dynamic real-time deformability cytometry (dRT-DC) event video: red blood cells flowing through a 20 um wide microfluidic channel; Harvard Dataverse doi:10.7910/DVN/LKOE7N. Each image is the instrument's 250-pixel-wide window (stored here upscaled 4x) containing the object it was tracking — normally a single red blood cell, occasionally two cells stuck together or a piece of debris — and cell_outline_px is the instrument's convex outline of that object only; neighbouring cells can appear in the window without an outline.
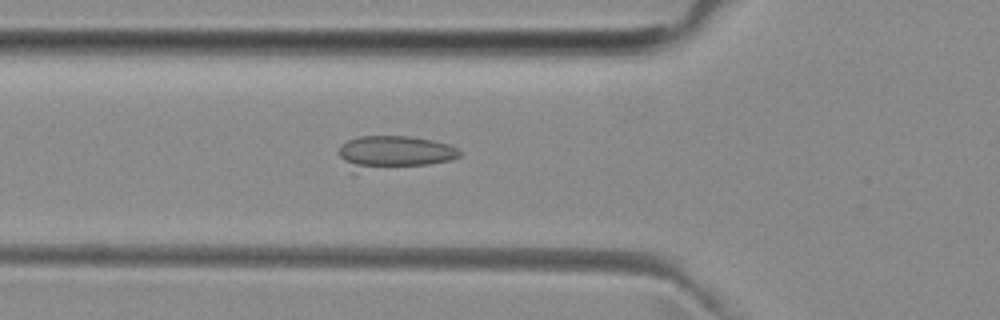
{"species": "common noctule bat (a hibernating species)", "species_latin": "Nyctalus noctula", "temperature_condition": "room temperature", "stored_images_in_passage": 42, "camera_frame_rate_fps": 3000, "um_per_image_px": 0.085, "animal": {"sex": "female", "body_mass_g": 29.2, "forearm_length_mm": 56.3}, "frame": {"image": 1, "passage_image": 14, "time_ms": 4.333, "image_size_px": [1000, 320], "cell_outline_px": [[460, 156], [448, 160], [428, 164], [352, 176], [340, 156], [340, 144], [356, 136], [408, 136], [432, 140], [448, 144], [456, 148], [460, 152]], "centroid_in_image_um": [33.35, 13.03], "position_along_channel_um": 92.5, "area_um2": 24.45}}
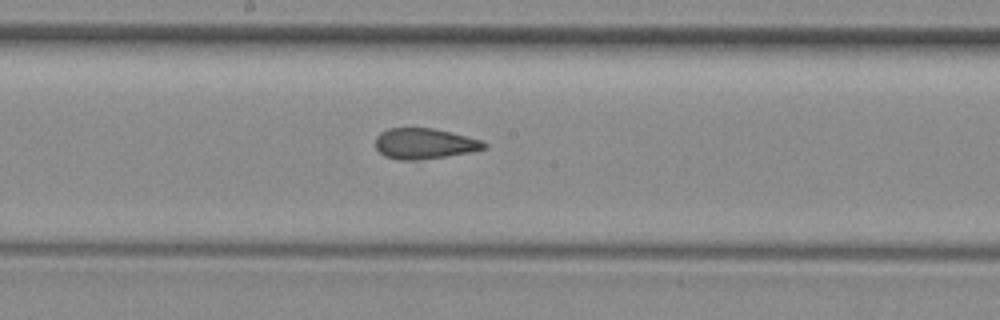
{"frame": {"image": 2, "passage_image": 23, "time_ms": 7.333, "image_size_px": [1000, 320], "cell_outline_px": [[488, 148], [468, 152], [420, 160], [400, 160], [384, 156], [376, 148], [376, 136], [380, 132], [388, 128], [432, 128], [452, 132], [480, 140], [488, 144]], "centroid_in_image_um": [36.06, 12.2], "position_along_channel_um": 212.1, "area_um2": 19.36}}
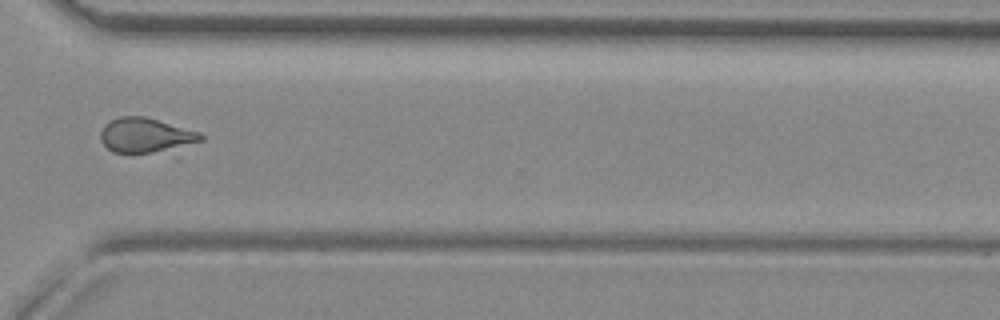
{"frame": {"image": 3, "passage_image": 34, "time_ms": 11.0, "image_size_px": [1000, 320], "cell_outline_px": [[204, 140], [168, 152], [112, 152], [100, 140], [100, 132], [104, 124], [120, 116], [144, 116], [200, 132], [204, 136]], "centroid_in_image_um": [12.41, 11.51], "position_along_channel_um": 358.2, "area_um2": 20.4}}